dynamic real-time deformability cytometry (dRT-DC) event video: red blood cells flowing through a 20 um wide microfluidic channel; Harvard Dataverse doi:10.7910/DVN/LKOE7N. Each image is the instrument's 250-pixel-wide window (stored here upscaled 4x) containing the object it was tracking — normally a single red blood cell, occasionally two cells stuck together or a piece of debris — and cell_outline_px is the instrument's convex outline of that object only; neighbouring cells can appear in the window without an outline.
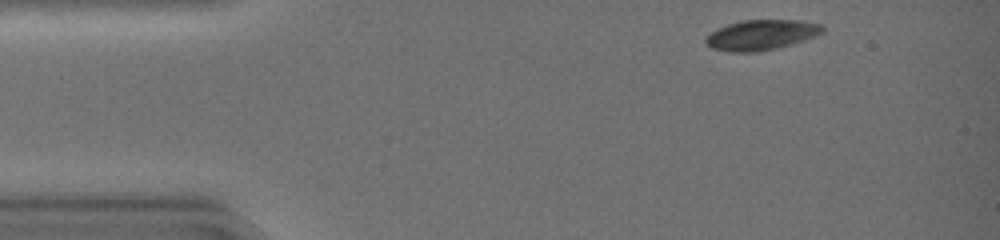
{"species": "common noctule bat (a hibernating species)", "species_latin": "Nyctalus noctula", "temperature_condition": "warm", "stored_images_in_passage": 36, "camera_frame_rate_fps": 3000, "um_per_image_px": 0.085, "animal": {"sex": "female", "body_mass_g": 19.0, "forearm_length_mm": 51.5}, "frame": {"image": 1, "passage_image": 1, "time_ms": 0.0, "image_size_px": [1000, 240], "cell_outline_px": [[824, 32], [776, 48], [756, 52], [728, 52], [712, 48], [704, 40], [716, 28], [740, 20], [804, 20], [820, 24], [824, 28]], "centroid_in_image_um": [64.67, 2.95], "position_along_channel_um": 20.3, "area_um2": 20.29}}
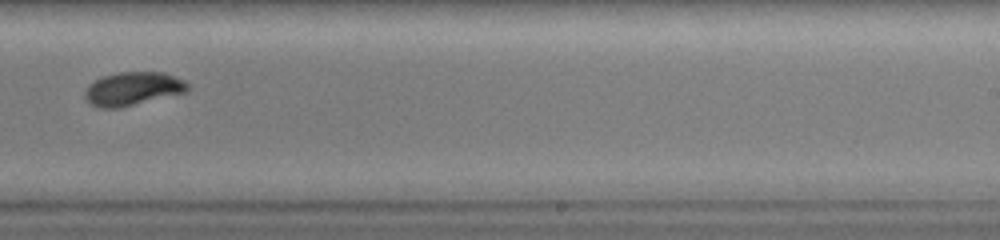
{"frame": {"image": 2, "passage_image": 24, "time_ms": 7.667, "image_size_px": [1000, 240], "cell_outline_px": [[188, 92], [116, 108], [100, 108], [84, 100], [84, 92], [88, 84], [104, 76], [116, 72], [164, 72], [184, 80], [188, 84]], "centroid_in_image_um": [11.28, 7.53], "position_along_channel_um": 277.7, "area_um2": 20.0}}
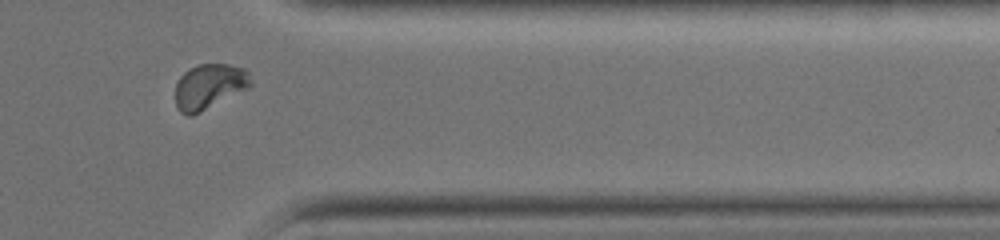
{"frame": {"image": 3, "passage_image": 32, "time_ms": 10.333, "image_size_px": [1000, 240], "cell_outline_px": [[252, 84], [248, 88], [192, 116], [188, 116], [180, 112], [176, 104], [176, 84], [180, 76], [184, 72], [200, 64], [228, 64], [244, 68], [248, 72], [252, 80]], "centroid_in_image_um": [17.79, 7.35], "position_along_channel_um": 393.6, "area_um2": 19.71}, "authors_computed_cell_mechanics": {"area_um2": 20.8658, "velocity_mm_per_s": 4.3725, "shape_relaxation_time_tau1_ms": 4.1167, "shape_relaxation_time_tau2_ms": 2.3371, "deformation_change_tau1": 0.1619, "deformation_change_tau2": 0.0274}}